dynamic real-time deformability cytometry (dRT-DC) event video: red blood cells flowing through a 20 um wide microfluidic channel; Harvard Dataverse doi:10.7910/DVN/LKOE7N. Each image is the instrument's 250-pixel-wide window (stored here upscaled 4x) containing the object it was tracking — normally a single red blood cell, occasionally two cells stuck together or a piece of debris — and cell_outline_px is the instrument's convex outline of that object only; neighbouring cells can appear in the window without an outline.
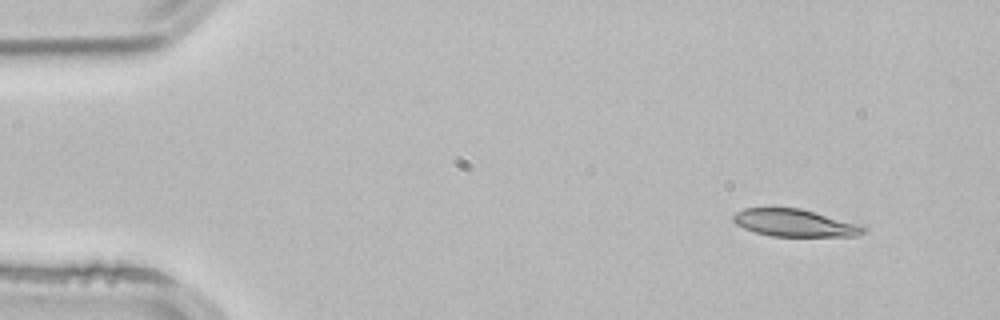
{"species": "common noctule bat (a hibernating species)", "species_latin": "Nyctalus noctula", "temperature_condition": "room temperature", "stored_images_in_passage": 3, "camera_frame_rate_fps": 3000, "um_per_image_px": 0.085, "animal": {"sex": "male", "body_mass_g": 21.5, "forearm_length_mm": 52.0}, "frame": {"image": 1, "passage_image": 1, "time_ms": 0.0, "image_size_px": [1000, 320], "cell_outline_px": [[868, 232], [856, 236], [772, 236], [756, 232], [744, 228], [736, 224], [732, 220], [732, 216], [736, 212], [744, 208], [800, 208], [864, 224]], "centroid_in_image_um": [67.63, 18.95], "position_along_channel_um": 17.4, "area_um2": 21.04}}
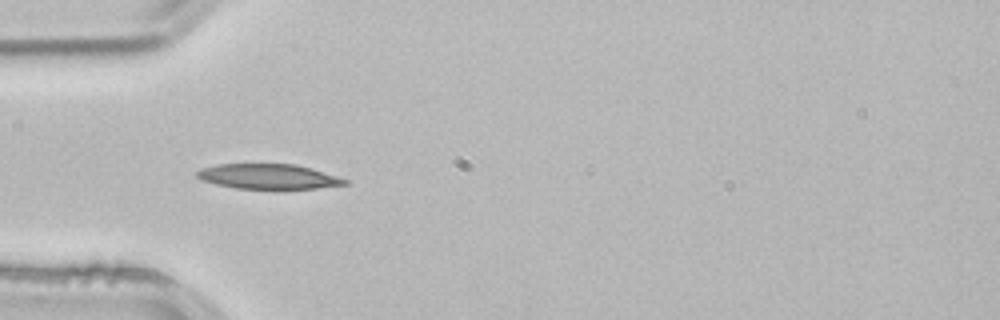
{"frame": {"image": 2, "passage_image": 3, "time_ms": 0.667, "image_size_px": [1000, 320], "cell_outline_px": [[352, 184], [316, 188], [236, 188], [216, 184], [200, 180], [196, 176], [196, 172], [200, 168], [216, 164], [296, 164], [336, 176], [348, 180]], "centroid_in_image_um": [22.78, 14.99], "position_along_channel_um": 62.2, "area_um2": 21.39}}